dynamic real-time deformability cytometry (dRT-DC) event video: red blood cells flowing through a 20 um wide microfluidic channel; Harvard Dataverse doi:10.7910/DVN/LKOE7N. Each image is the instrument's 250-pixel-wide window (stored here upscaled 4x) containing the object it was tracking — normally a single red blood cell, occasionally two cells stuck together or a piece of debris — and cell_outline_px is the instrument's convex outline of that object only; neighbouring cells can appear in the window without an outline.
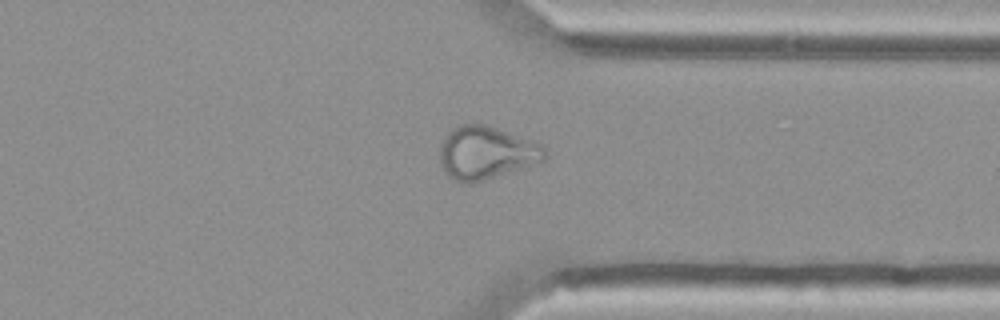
{"species": "Egyptian fruit bat (a non-hibernating species)", "species_latin": "Rousettus aegyptiacus", "temperature_condition": "cold", "stored_images_in_passage": 44, "camera_frame_rate_fps": 3000, "um_per_image_px": 0.085, "animal": {"sex": "female"}, "frame": {"image": 1, "passage_image": 43, "time_ms": 14.0, "image_size_px": [1000, 320], "cell_outline_px": [[548, 160], [472, 184], [460, 184], [452, 180], [444, 172], [440, 160], [440, 144], [444, 136], [452, 128], [460, 124], [484, 124], [496, 128], [540, 144], [544, 148], [548, 156]], "centroid_in_image_um": [41.29, 13.02], "position_along_channel_um": 370.1, "area_um2": 32.66}}